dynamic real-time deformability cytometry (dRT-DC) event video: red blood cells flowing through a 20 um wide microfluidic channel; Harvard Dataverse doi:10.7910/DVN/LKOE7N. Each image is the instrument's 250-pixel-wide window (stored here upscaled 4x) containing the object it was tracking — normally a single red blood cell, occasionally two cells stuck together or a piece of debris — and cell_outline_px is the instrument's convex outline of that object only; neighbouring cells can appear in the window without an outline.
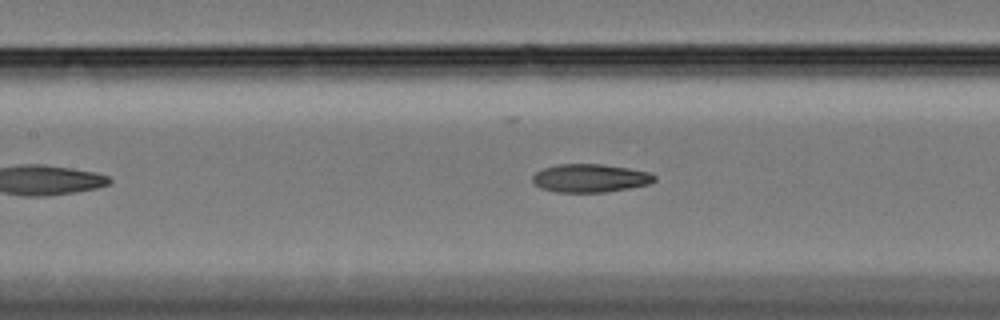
{"species": "Egyptian fruit bat (a non-hibernating species)", "species_latin": "Rousettus aegyptiacus", "temperature_condition": "cold", "stored_images_in_passage": 51, "camera_frame_rate_fps": 3000, "um_per_image_px": 0.085, "animal": {"sex": "female"}, "frame": {"image": 1, "passage_image": 18, "time_ms": 5.667, "image_size_px": [1000, 320], "cell_outline_px": [[656, 180], [648, 184], [628, 188], [604, 192], [556, 192], [540, 188], [532, 180], [532, 176], [536, 172], [544, 168], [560, 164], [600, 164], [628, 168], [648, 172], [656, 176]], "centroid_in_image_um": [50.15, 15.14], "position_along_channel_um": 157.3, "area_um2": 19.88}}
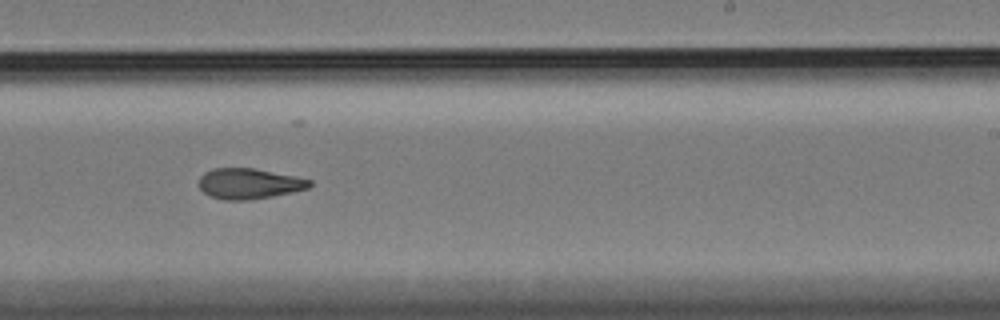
{"frame": {"image": 2, "passage_image": 28, "time_ms": 9.0, "image_size_px": [1000, 320], "cell_outline_px": [[312, 184], [308, 188], [292, 192], [272, 196], [248, 200], [224, 200], [212, 196], [204, 192], [200, 188], [200, 176], [204, 172], [212, 168], [252, 168], [312, 180]], "centroid_in_image_um": [21.15, 15.61], "position_along_channel_um": 267.8, "area_um2": 19.42}}
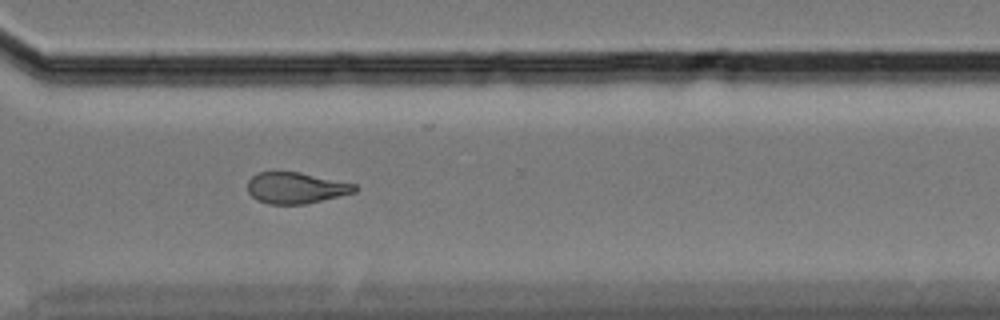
{"frame": {"image": 3, "passage_image": 35, "time_ms": 11.333, "image_size_px": [1000, 320], "cell_outline_px": [[356, 192], [304, 204], [268, 204], [256, 200], [248, 192], [248, 180], [252, 176], [260, 172], [300, 172], [356, 184]], "centroid_in_image_um": [25.13, 15.97], "position_along_channel_um": 345.5, "area_um2": 19.36}, "authors_computed_cell_mechanics": {"area_um2": 20.1144, "velocity_mm_per_s": 3.3309, "shape_relaxation_time_tau1_ms": 11.2267, "shape_relaxation_time_tau2_ms": 5.2603, "deformation_change_tau1": 0.232, "deformation_change_tau2": 0.1337}}